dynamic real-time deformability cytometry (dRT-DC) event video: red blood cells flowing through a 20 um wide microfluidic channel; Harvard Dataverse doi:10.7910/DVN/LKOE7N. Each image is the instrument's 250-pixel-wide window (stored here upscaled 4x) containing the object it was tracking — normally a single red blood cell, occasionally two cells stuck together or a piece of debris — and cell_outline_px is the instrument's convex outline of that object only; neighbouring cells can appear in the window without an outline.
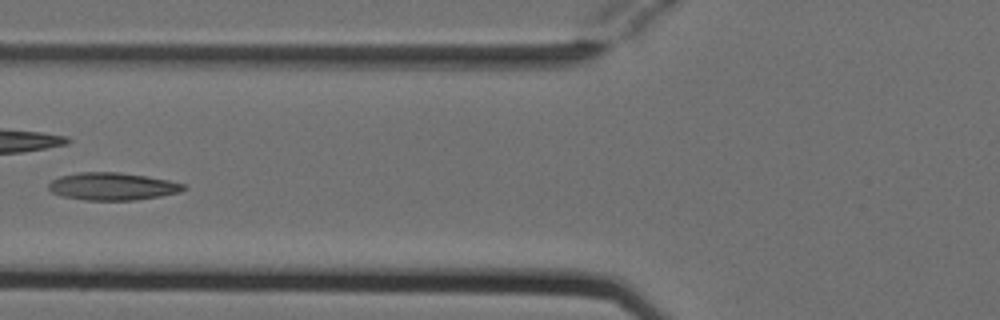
{"species": "Egyptian fruit bat (a non-hibernating species)", "species_latin": "Rousettus aegyptiacus", "temperature_condition": "cold", "stored_images_in_passage": 4, "camera_frame_rate_fps": 3000, "um_per_image_px": 0.085, "animal": {"sex": "female"}, "frame": {"image": 1, "passage_image": 3, "time_ms": 0.667, "image_size_px": [1000, 320], "cell_outline_px": [[188, 188], [180, 192], [160, 196], [136, 200], [84, 200], [60, 196], [52, 192], [48, 188], [48, 184], [52, 180], [60, 176], [80, 172], [120, 172], [168, 180], [184, 184]], "centroid_in_image_um": [9.55, 15.85], "position_along_channel_um": 116.3, "area_um2": 21.68}}
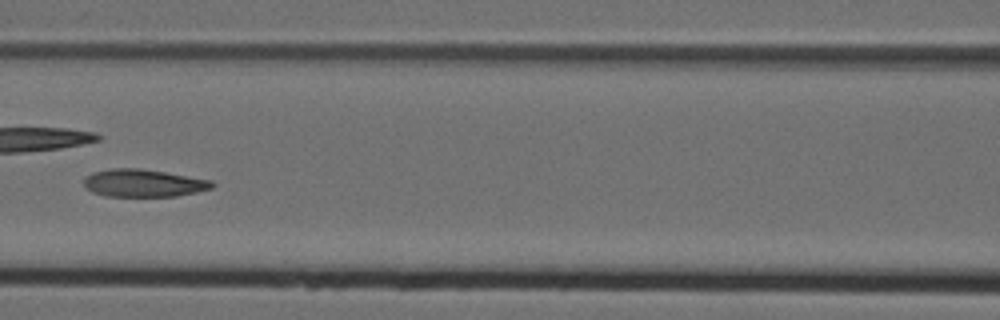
{"frame": {"image": 2, "passage_image": 4, "time_ms": 1.0, "image_size_px": [1000, 320], "cell_outline_px": [[216, 184], [212, 188], [196, 192], [176, 196], [104, 196], [92, 192], [84, 188], [84, 180], [92, 172], [112, 168], [140, 168], [212, 180]], "centroid_in_image_um": [12.18, 15.56], "position_along_channel_um": 154.4, "area_um2": 20.63}}